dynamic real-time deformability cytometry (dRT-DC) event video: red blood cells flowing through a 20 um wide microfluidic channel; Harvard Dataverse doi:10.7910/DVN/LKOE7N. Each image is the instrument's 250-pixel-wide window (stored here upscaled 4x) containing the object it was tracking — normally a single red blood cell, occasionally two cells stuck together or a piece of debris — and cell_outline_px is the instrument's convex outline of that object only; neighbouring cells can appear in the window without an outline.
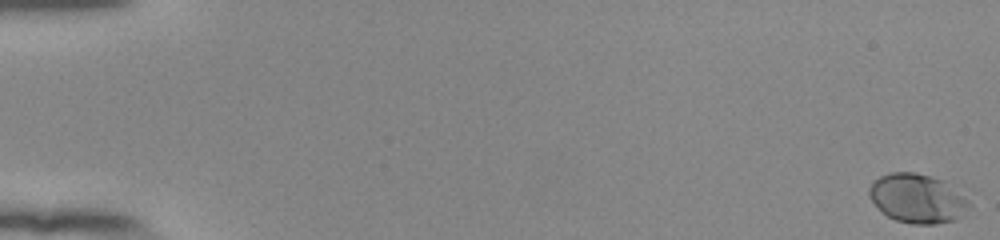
{"species": "human", "species_latin": "Homo sapiens", "temperature_condition": "room temperature", "stored_images_in_passage": 56, "camera_frame_rate_fps": 3000, "um_per_image_px": 0.085, "donor": {"sex": "female"}, "frame": {"image": 1, "passage_image": 1, "time_ms": 0.0, "image_size_px": [1000, 240], "cell_outline_px": [[972, 204], [956, 220], [936, 224], [912, 224], [896, 220], [888, 216], [868, 196], [868, 188], [880, 176], [892, 172], [916, 172], [940, 180], [968, 200]], "centroid_in_image_um": [77.95, 16.88], "position_along_channel_um": 7.0, "area_um2": 27.98}}
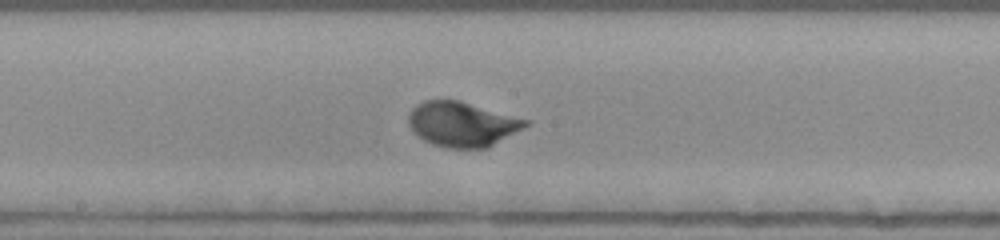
{"frame": {"image": 2, "passage_image": 32, "time_ms": 10.333, "image_size_px": [1000, 240], "cell_outline_px": [[532, 120], [528, 124], [488, 148], [444, 148], [432, 144], [424, 140], [408, 124], [408, 116], [412, 108], [416, 104], [424, 100], [460, 100]], "centroid_in_image_um": [39.29, 10.54], "position_along_channel_um": 208.9, "area_um2": 30.58}}
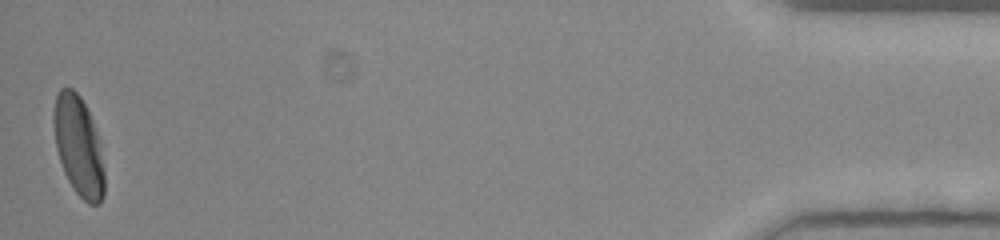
{"frame": {"image": 3, "passage_image": 56, "time_ms": 18.333, "image_size_px": [1000, 240], "cell_outline_px": [[104, 196], [100, 204], [88, 204], [76, 192], [68, 180], [64, 172], [56, 148], [52, 120], [52, 112], [56, 96], [60, 88], [72, 88], [80, 96], [92, 120], [100, 144], [104, 168]], "centroid_in_image_um": [6.66, 12.42], "position_along_channel_um": 428.5, "area_um2": 29.48}, "authors_computed_cell_mechanics": {"area_um2": 28.6399, "velocity_mm_per_s": 3.8009, "shape_relaxation_time_tau1_ms": 2.2592, "shape_relaxation_time_tau2_ms": null, "deformation_change_tau1": 0.1427, "deformation_change_tau2": null}}